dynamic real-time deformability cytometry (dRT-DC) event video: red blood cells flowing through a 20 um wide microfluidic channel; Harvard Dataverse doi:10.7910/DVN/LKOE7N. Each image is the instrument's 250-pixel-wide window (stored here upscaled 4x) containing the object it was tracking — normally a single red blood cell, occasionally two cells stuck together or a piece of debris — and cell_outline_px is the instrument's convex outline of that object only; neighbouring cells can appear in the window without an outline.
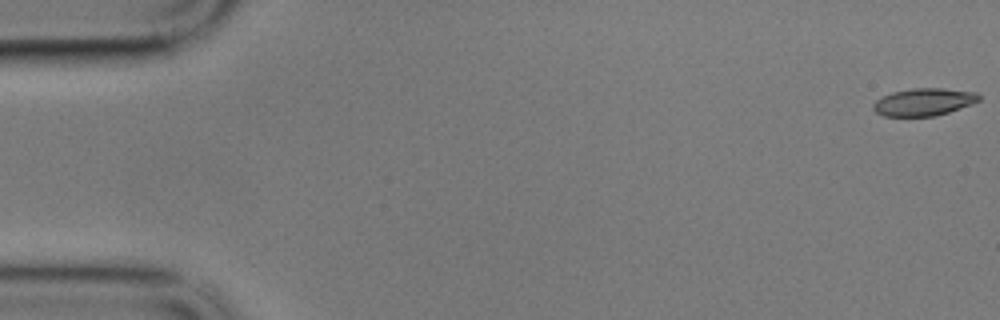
{"species": "common noctule bat (a hibernating species)", "species_latin": "Nyctalus noctula", "temperature_condition": "cold", "stored_images_in_passage": 59, "camera_frame_rate_fps": 3000, "um_per_image_px": 0.085, "animal": {"sex": "male", "body_mass_g": 17.9}, "frame": {"image": 1, "passage_image": 1, "time_ms": 0.0, "image_size_px": [1000, 320], "cell_outline_px": [[980, 100], [972, 104], [936, 116], [884, 116], [876, 112], [872, 108], [872, 104], [880, 96], [892, 92], [912, 88], [944, 88], [976, 92], [980, 96]], "centroid_in_image_um": [78.5, 8.66], "position_along_channel_um": 6.5, "area_um2": 17.05}}
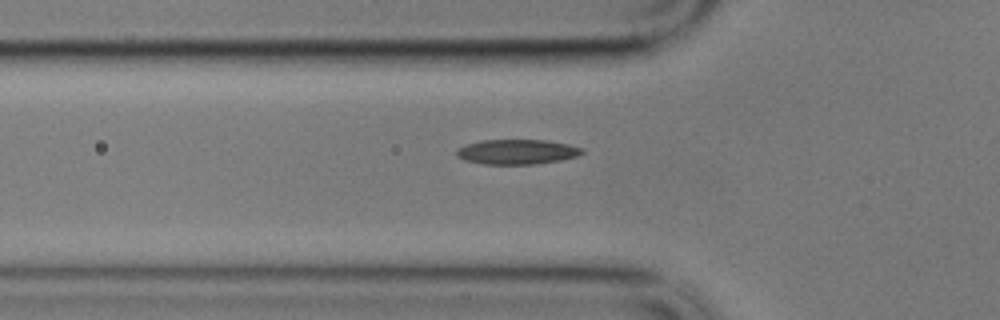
{"frame": {"image": 2, "passage_image": 20, "time_ms": 6.333, "image_size_px": [1000, 320], "cell_outline_px": [[584, 152], [580, 156], [560, 160], [536, 164], [484, 164], [464, 160], [456, 156], [456, 148], [480, 140], [544, 140], [568, 144], [584, 148]], "centroid_in_image_um": [43.96, 12.9], "position_along_channel_um": 81.8, "area_um2": 18.32}}
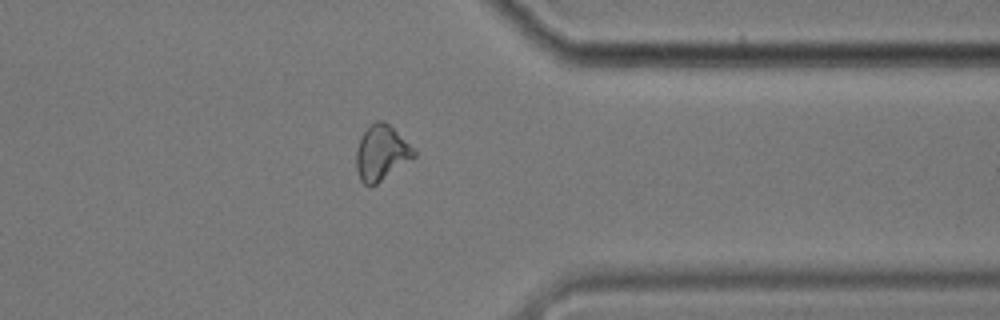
{"frame": {"image": 3, "passage_image": 47, "time_ms": 15.333, "image_size_px": [1000, 320], "cell_outline_px": [[416, 156], [376, 184], [364, 184], [360, 180], [356, 168], [356, 148], [360, 136], [368, 124], [376, 120], [384, 120], [416, 152]], "centroid_in_image_um": [32.36, 12.97], "position_along_channel_um": 379.0, "area_um2": 18.32}, "authors_computed_cell_mechanics": {"area_um2": 17.5712, "velocity_mm_per_s": 3.3728, "shape_relaxation_time_tau1_ms": 4.8776, "shape_relaxation_time_tau2_ms": 4.7856, "deformation_change_tau1": 0.1385, "deformation_change_tau2": 0.116}}